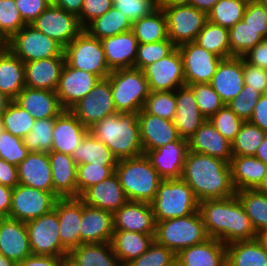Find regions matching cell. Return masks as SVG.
<instances>
[{"label":"cell","mask_w":267,"mask_h":266,"mask_svg":"<svg viewBox=\"0 0 267 266\" xmlns=\"http://www.w3.org/2000/svg\"><path fill=\"white\" fill-rule=\"evenodd\" d=\"M198 211L208 237L218 239L225 245L256 239L250 218L236 194L223 199L200 201Z\"/></svg>","instance_id":"cell-1"},{"label":"cell","mask_w":267,"mask_h":266,"mask_svg":"<svg viewBox=\"0 0 267 266\" xmlns=\"http://www.w3.org/2000/svg\"><path fill=\"white\" fill-rule=\"evenodd\" d=\"M198 199H223L236 194L231 182L230 163L189 151L181 177Z\"/></svg>","instance_id":"cell-2"},{"label":"cell","mask_w":267,"mask_h":266,"mask_svg":"<svg viewBox=\"0 0 267 266\" xmlns=\"http://www.w3.org/2000/svg\"><path fill=\"white\" fill-rule=\"evenodd\" d=\"M139 112H116L96 122L89 132L101 140L118 159L144 154L140 139Z\"/></svg>","instance_id":"cell-3"},{"label":"cell","mask_w":267,"mask_h":266,"mask_svg":"<svg viewBox=\"0 0 267 266\" xmlns=\"http://www.w3.org/2000/svg\"><path fill=\"white\" fill-rule=\"evenodd\" d=\"M115 173L128 201L151 203L163 180L145 154L118 160Z\"/></svg>","instance_id":"cell-4"},{"label":"cell","mask_w":267,"mask_h":266,"mask_svg":"<svg viewBox=\"0 0 267 266\" xmlns=\"http://www.w3.org/2000/svg\"><path fill=\"white\" fill-rule=\"evenodd\" d=\"M150 204L155 221L185 217L199 208L193 189L182 178L162 180Z\"/></svg>","instance_id":"cell-5"},{"label":"cell","mask_w":267,"mask_h":266,"mask_svg":"<svg viewBox=\"0 0 267 266\" xmlns=\"http://www.w3.org/2000/svg\"><path fill=\"white\" fill-rule=\"evenodd\" d=\"M208 238L199 211L185 217L156 221L154 240L175 254Z\"/></svg>","instance_id":"cell-6"},{"label":"cell","mask_w":267,"mask_h":266,"mask_svg":"<svg viewBox=\"0 0 267 266\" xmlns=\"http://www.w3.org/2000/svg\"><path fill=\"white\" fill-rule=\"evenodd\" d=\"M110 80L116 112H140L150 94L143 70L125 68L112 70Z\"/></svg>","instance_id":"cell-7"},{"label":"cell","mask_w":267,"mask_h":266,"mask_svg":"<svg viewBox=\"0 0 267 266\" xmlns=\"http://www.w3.org/2000/svg\"><path fill=\"white\" fill-rule=\"evenodd\" d=\"M65 62L77 68L105 79L111 73L101 40L92 37L86 30H82L65 48Z\"/></svg>","instance_id":"cell-8"},{"label":"cell","mask_w":267,"mask_h":266,"mask_svg":"<svg viewBox=\"0 0 267 266\" xmlns=\"http://www.w3.org/2000/svg\"><path fill=\"white\" fill-rule=\"evenodd\" d=\"M24 63L51 57H65L64 48L46 34L26 24L4 44Z\"/></svg>","instance_id":"cell-9"},{"label":"cell","mask_w":267,"mask_h":266,"mask_svg":"<svg viewBox=\"0 0 267 266\" xmlns=\"http://www.w3.org/2000/svg\"><path fill=\"white\" fill-rule=\"evenodd\" d=\"M160 8L166 17L168 38L176 47L187 42H195L208 21L207 13L191 5Z\"/></svg>","instance_id":"cell-10"},{"label":"cell","mask_w":267,"mask_h":266,"mask_svg":"<svg viewBox=\"0 0 267 266\" xmlns=\"http://www.w3.org/2000/svg\"><path fill=\"white\" fill-rule=\"evenodd\" d=\"M26 228L32 254L68 256L69 250L60 240L58 215L54 209L26 222Z\"/></svg>","instance_id":"cell-11"},{"label":"cell","mask_w":267,"mask_h":266,"mask_svg":"<svg viewBox=\"0 0 267 266\" xmlns=\"http://www.w3.org/2000/svg\"><path fill=\"white\" fill-rule=\"evenodd\" d=\"M57 199L53 192L18 184L12 192L9 218L26 223L51 212Z\"/></svg>","instance_id":"cell-12"},{"label":"cell","mask_w":267,"mask_h":266,"mask_svg":"<svg viewBox=\"0 0 267 266\" xmlns=\"http://www.w3.org/2000/svg\"><path fill=\"white\" fill-rule=\"evenodd\" d=\"M70 111L87 128L116 113L110 80L100 79L89 95L76 103Z\"/></svg>","instance_id":"cell-13"},{"label":"cell","mask_w":267,"mask_h":266,"mask_svg":"<svg viewBox=\"0 0 267 266\" xmlns=\"http://www.w3.org/2000/svg\"><path fill=\"white\" fill-rule=\"evenodd\" d=\"M30 25L63 48L83 30L76 15L55 5H49Z\"/></svg>","instance_id":"cell-14"},{"label":"cell","mask_w":267,"mask_h":266,"mask_svg":"<svg viewBox=\"0 0 267 266\" xmlns=\"http://www.w3.org/2000/svg\"><path fill=\"white\" fill-rule=\"evenodd\" d=\"M177 48L183 60L185 85L209 83L222 58L196 42H187Z\"/></svg>","instance_id":"cell-15"},{"label":"cell","mask_w":267,"mask_h":266,"mask_svg":"<svg viewBox=\"0 0 267 266\" xmlns=\"http://www.w3.org/2000/svg\"><path fill=\"white\" fill-rule=\"evenodd\" d=\"M150 92L175 91L185 86L183 60L176 48L171 54L143 69Z\"/></svg>","instance_id":"cell-16"},{"label":"cell","mask_w":267,"mask_h":266,"mask_svg":"<svg viewBox=\"0 0 267 266\" xmlns=\"http://www.w3.org/2000/svg\"><path fill=\"white\" fill-rule=\"evenodd\" d=\"M101 78L95 74L63 66L56 94L64 110H70L82 98L89 95Z\"/></svg>","instance_id":"cell-17"},{"label":"cell","mask_w":267,"mask_h":266,"mask_svg":"<svg viewBox=\"0 0 267 266\" xmlns=\"http://www.w3.org/2000/svg\"><path fill=\"white\" fill-rule=\"evenodd\" d=\"M188 152V140L180 138L145 155L163 180L180 179Z\"/></svg>","instance_id":"cell-18"},{"label":"cell","mask_w":267,"mask_h":266,"mask_svg":"<svg viewBox=\"0 0 267 266\" xmlns=\"http://www.w3.org/2000/svg\"><path fill=\"white\" fill-rule=\"evenodd\" d=\"M209 84L227 105L244 87L243 58H223Z\"/></svg>","instance_id":"cell-19"},{"label":"cell","mask_w":267,"mask_h":266,"mask_svg":"<svg viewBox=\"0 0 267 266\" xmlns=\"http://www.w3.org/2000/svg\"><path fill=\"white\" fill-rule=\"evenodd\" d=\"M0 252L15 264L32 254L25 222L0 218Z\"/></svg>","instance_id":"cell-20"},{"label":"cell","mask_w":267,"mask_h":266,"mask_svg":"<svg viewBox=\"0 0 267 266\" xmlns=\"http://www.w3.org/2000/svg\"><path fill=\"white\" fill-rule=\"evenodd\" d=\"M138 121L144 154L181 138L173 121L148 114L143 109L138 114Z\"/></svg>","instance_id":"cell-21"},{"label":"cell","mask_w":267,"mask_h":266,"mask_svg":"<svg viewBox=\"0 0 267 266\" xmlns=\"http://www.w3.org/2000/svg\"><path fill=\"white\" fill-rule=\"evenodd\" d=\"M114 230L155 234L156 221L150 203L127 201L113 214Z\"/></svg>","instance_id":"cell-22"},{"label":"cell","mask_w":267,"mask_h":266,"mask_svg":"<svg viewBox=\"0 0 267 266\" xmlns=\"http://www.w3.org/2000/svg\"><path fill=\"white\" fill-rule=\"evenodd\" d=\"M79 198L88 206L113 214L128 201L115 172L100 183L87 188Z\"/></svg>","instance_id":"cell-23"},{"label":"cell","mask_w":267,"mask_h":266,"mask_svg":"<svg viewBox=\"0 0 267 266\" xmlns=\"http://www.w3.org/2000/svg\"><path fill=\"white\" fill-rule=\"evenodd\" d=\"M80 245L111 242L114 233L113 213L91 207L82 201Z\"/></svg>","instance_id":"cell-24"},{"label":"cell","mask_w":267,"mask_h":266,"mask_svg":"<svg viewBox=\"0 0 267 266\" xmlns=\"http://www.w3.org/2000/svg\"><path fill=\"white\" fill-rule=\"evenodd\" d=\"M54 210L58 215L61 243L70 251L80 245L82 200L79 197L58 198Z\"/></svg>","instance_id":"cell-25"},{"label":"cell","mask_w":267,"mask_h":266,"mask_svg":"<svg viewBox=\"0 0 267 266\" xmlns=\"http://www.w3.org/2000/svg\"><path fill=\"white\" fill-rule=\"evenodd\" d=\"M109 69L135 68L138 40L132 30L101 40Z\"/></svg>","instance_id":"cell-26"},{"label":"cell","mask_w":267,"mask_h":266,"mask_svg":"<svg viewBox=\"0 0 267 266\" xmlns=\"http://www.w3.org/2000/svg\"><path fill=\"white\" fill-rule=\"evenodd\" d=\"M35 120L55 119L63 110L55 91L25 87L13 100Z\"/></svg>","instance_id":"cell-27"},{"label":"cell","mask_w":267,"mask_h":266,"mask_svg":"<svg viewBox=\"0 0 267 266\" xmlns=\"http://www.w3.org/2000/svg\"><path fill=\"white\" fill-rule=\"evenodd\" d=\"M88 132L70 110H63L55 118L51 151L72 155Z\"/></svg>","instance_id":"cell-28"},{"label":"cell","mask_w":267,"mask_h":266,"mask_svg":"<svg viewBox=\"0 0 267 266\" xmlns=\"http://www.w3.org/2000/svg\"><path fill=\"white\" fill-rule=\"evenodd\" d=\"M175 95L174 126L177 128L179 136L188 140L206 119L200 113L194 94L187 85L177 88Z\"/></svg>","instance_id":"cell-29"},{"label":"cell","mask_w":267,"mask_h":266,"mask_svg":"<svg viewBox=\"0 0 267 266\" xmlns=\"http://www.w3.org/2000/svg\"><path fill=\"white\" fill-rule=\"evenodd\" d=\"M176 266H226V245L209 237L180 250L176 254Z\"/></svg>","instance_id":"cell-30"},{"label":"cell","mask_w":267,"mask_h":266,"mask_svg":"<svg viewBox=\"0 0 267 266\" xmlns=\"http://www.w3.org/2000/svg\"><path fill=\"white\" fill-rule=\"evenodd\" d=\"M19 184L53 192L51 165L48 153L30 152L17 166Z\"/></svg>","instance_id":"cell-31"},{"label":"cell","mask_w":267,"mask_h":266,"mask_svg":"<svg viewBox=\"0 0 267 266\" xmlns=\"http://www.w3.org/2000/svg\"><path fill=\"white\" fill-rule=\"evenodd\" d=\"M64 64L65 57H51L24 63L25 86L56 92Z\"/></svg>","instance_id":"cell-32"},{"label":"cell","mask_w":267,"mask_h":266,"mask_svg":"<svg viewBox=\"0 0 267 266\" xmlns=\"http://www.w3.org/2000/svg\"><path fill=\"white\" fill-rule=\"evenodd\" d=\"M189 151L212 156L230 163L231 143L206 120L188 139Z\"/></svg>","instance_id":"cell-33"},{"label":"cell","mask_w":267,"mask_h":266,"mask_svg":"<svg viewBox=\"0 0 267 266\" xmlns=\"http://www.w3.org/2000/svg\"><path fill=\"white\" fill-rule=\"evenodd\" d=\"M53 193L58 198L77 197V164L71 155L58 151L48 153Z\"/></svg>","instance_id":"cell-34"},{"label":"cell","mask_w":267,"mask_h":266,"mask_svg":"<svg viewBox=\"0 0 267 266\" xmlns=\"http://www.w3.org/2000/svg\"><path fill=\"white\" fill-rule=\"evenodd\" d=\"M230 167L235 191L256 189L267 172V165L256 156H232Z\"/></svg>","instance_id":"cell-35"},{"label":"cell","mask_w":267,"mask_h":266,"mask_svg":"<svg viewBox=\"0 0 267 266\" xmlns=\"http://www.w3.org/2000/svg\"><path fill=\"white\" fill-rule=\"evenodd\" d=\"M25 87L24 62L0 45V91L14 100Z\"/></svg>","instance_id":"cell-36"},{"label":"cell","mask_w":267,"mask_h":266,"mask_svg":"<svg viewBox=\"0 0 267 266\" xmlns=\"http://www.w3.org/2000/svg\"><path fill=\"white\" fill-rule=\"evenodd\" d=\"M155 234H142L133 231L114 230L111 245L121 266L145 253L154 241Z\"/></svg>","instance_id":"cell-37"},{"label":"cell","mask_w":267,"mask_h":266,"mask_svg":"<svg viewBox=\"0 0 267 266\" xmlns=\"http://www.w3.org/2000/svg\"><path fill=\"white\" fill-rule=\"evenodd\" d=\"M72 266H121L111 242L81 244L68 253Z\"/></svg>","instance_id":"cell-38"},{"label":"cell","mask_w":267,"mask_h":266,"mask_svg":"<svg viewBox=\"0 0 267 266\" xmlns=\"http://www.w3.org/2000/svg\"><path fill=\"white\" fill-rule=\"evenodd\" d=\"M226 266H267V251L256 239L229 243Z\"/></svg>","instance_id":"cell-39"},{"label":"cell","mask_w":267,"mask_h":266,"mask_svg":"<svg viewBox=\"0 0 267 266\" xmlns=\"http://www.w3.org/2000/svg\"><path fill=\"white\" fill-rule=\"evenodd\" d=\"M74 162L79 164L92 163L93 165H117L118 159L101 140L88 132L83 141L71 155Z\"/></svg>","instance_id":"cell-40"},{"label":"cell","mask_w":267,"mask_h":266,"mask_svg":"<svg viewBox=\"0 0 267 266\" xmlns=\"http://www.w3.org/2000/svg\"><path fill=\"white\" fill-rule=\"evenodd\" d=\"M131 30L138 43H151L169 39L166 17L160 7L150 15L133 22Z\"/></svg>","instance_id":"cell-41"},{"label":"cell","mask_w":267,"mask_h":266,"mask_svg":"<svg viewBox=\"0 0 267 266\" xmlns=\"http://www.w3.org/2000/svg\"><path fill=\"white\" fill-rule=\"evenodd\" d=\"M130 20L115 6L105 14L93 20L84 30L92 37L102 40L131 30Z\"/></svg>","instance_id":"cell-42"},{"label":"cell","mask_w":267,"mask_h":266,"mask_svg":"<svg viewBox=\"0 0 267 266\" xmlns=\"http://www.w3.org/2000/svg\"><path fill=\"white\" fill-rule=\"evenodd\" d=\"M255 232L267 228V194L256 189L236 191Z\"/></svg>","instance_id":"cell-43"},{"label":"cell","mask_w":267,"mask_h":266,"mask_svg":"<svg viewBox=\"0 0 267 266\" xmlns=\"http://www.w3.org/2000/svg\"><path fill=\"white\" fill-rule=\"evenodd\" d=\"M195 42L207 51L223 58L230 57L228 28L207 21Z\"/></svg>","instance_id":"cell-44"},{"label":"cell","mask_w":267,"mask_h":266,"mask_svg":"<svg viewBox=\"0 0 267 266\" xmlns=\"http://www.w3.org/2000/svg\"><path fill=\"white\" fill-rule=\"evenodd\" d=\"M266 132L250 121H244L239 133L231 142L232 156H255Z\"/></svg>","instance_id":"cell-45"},{"label":"cell","mask_w":267,"mask_h":266,"mask_svg":"<svg viewBox=\"0 0 267 266\" xmlns=\"http://www.w3.org/2000/svg\"><path fill=\"white\" fill-rule=\"evenodd\" d=\"M230 57H242L256 44L260 43L263 38L243 20L237 22L229 28Z\"/></svg>","instance_id":"cell-46"},{"label":"cell","mask_w":267,"mask_h":266,"mask_svg":"<svg viewBox=\"0 0 267 266\" xmlns=\"http://www.w3.org/2000/svg\"><path fill=\"white\" fill-rule=\"evenodd\" d=\"M246 5L240 0H219L207 14L208 21L229 29L242 20Z\"/></svg>","instance_id":"cell-47"},{"label":"cell","mask_w":267,"mask_h":266,"mask_svg":"<svg viewBox=\"0 0 267 266\" xmlns=\"http://www.w3.org/2000/svg\"><path fill=\"white\" fill-rule=\"evenodd\" d=\"M54 126L55 119L35 120L31 132L23 138L24 145L30 152L50 153Z\"/></svg>","instance_id":"cell-48"},{"label":"cell","mask_w":267,"mask_h":266,"mask_svg":"<svg viewBox=\"0 0 267 266\" xmlns=\"http://www.w3.org/2000/svg\"><path fill=\"white\" fill-rule=\"evenodd\" d=\"M3 127L14 136L24 138L33 128L35 119L12 101L2 116Z\"/></svg>","instance_id":"cell-49"},{"label":"cell","mask_w":267,"mask_h":266,"mask_svg":"<svg viewBox=\"0 0 267 266\" xmlns=\"http://www.w3.org/2000/svg\"><path fill=\"white\" fill-rule=\"evenodd\" d=\"M25 25L15 0H0V44L4 45Z\"/></svg>","instance_id":"cell-50"},{"label":"cell","mask_w":267,"mask_h":266,"mask_svg":"<svg viewBox=\"0 0 267 266\" xmlns=\"http://www.w3.org/2000/svg\"><path fill=\"white\" fill-rule=\"evenodd\" d=\"M143 110L148 114L173 121L176 114L175 91L150 92Z\"/></svg>","instance_id":"cell-51"},{"label":"cell","mask_w":267,"mask_h":266,"mask_svg":"<svg viewBox=\"0 0 267 266\" xmlns=\"http://www.w3.org/2000/svg\"><path fill=\"white\" fill-rule=\"evenodd\" d=\"M187 86L192 90L199 111L206 120H209L225 105L209 83L192 84Z\"/></svg>","instance_id":"cell-52"},{"label":"cell","mask_w":267,"mask_h":266,"mask_svg":"<svg viewBox=\"0 0 267 266\" xmlns=\"http://www.w3.org/2000/svg\"><path fill=\"white\" fill-rule=\"evenodd\" d=\"M176 48L177 47L170 39L151 43H139L135 68L143 70L146 66L152 64L153 62L165 58Z\"/></svg>","instance_id":"cell-53"},{"label":"cell","mask_w":267,"mask_h":266,"mask_svg":"<svg viewBox=\"0 0 267 266\" xmlns=\"http://www.w3.org/2000/svg\"><path fill=\"white\" fill-rule=\"evenodd\" d=\"M115 168L116 165H93L92 163L77 165V197L90 186L111 176Z\"/></svg>","instance_id":"cell-54"},{"label":"cell","mask_w":267,"mask_h":266,"mask_svg":"<svg viewBox=\"0 0 267 266\" xmlns=\"http://www.w3.org/2000/svg\"><path fill=\"white\" fill-rule=\"evenodd\" d=\"M126 266H176V254L154 240L145 253Z\"/></svg>","instance_id":"cell-55"},{"label":"cell","mask_w":267,"mask_h":266,"mask_svg":"<svg viewBox=\"0 0 267 266\" xmlns=\"http://www.w3.org/2000/svg\"><path fill=\"white\" fill-rule=\"evenodd\" d=\"M209 122L230 143L235 139L244 121L239 118L227 105H224Z\"/></svg>","instance_id":"cell-56"},{"label":"cell","mask_w":267,"mask_h":266,"mask_svg":"<svg viewBox=\"0 0 267 266\" xmlns=\"http://www.w3.org/2000/svg\"><path fill=\"white\" fill-rule=\"evenodd\" d=\"M30 153L24 145L23 139L4 131L0 136V159L18 166Z\"/></svg>","instance_id":"cell-57"},{"label":"cell","mask_w":267,"mask_h":266,"mask_svg":"<svg viewBox=\"0 0 267 266\" xmlns=\"http://www.w3.org/2000/svg\"><path fill=\"white\" fill-rule=\"evenodd\" d=\"M261 96L262 94L258 91L247 89V85H244L240 94L232 99L227 106L243 121H249Z\"/></svg>","instance_id":"cell-58"},{"label":"cell","mask_w":267,"mask_h":266,"mask_svg":"<svg viewBox=\"0 0 267 266\" xmlns=\"http://www.w3.org/2000/svg\"><path fill=\"white\" fill-rule=\"evenodd\" d=\"M118 10H120L131 23L139 20L144 16L150 15L158 8V0H128L114 3Z\"/></svg>","instance_id":"cell-59"},{"label":"cell","mask_w":267,"mask_h":266,"mask_svg":"<svg viewBox=\"0 0 267 266\" xmlns=\"http://www.w3.org/2000/svg\"><path fill=\"white\" fill-rule=\"evenodd\" d=\"M242 20L259 31V35L263 39H267V8L260 1L246 5Z\"/></svg>","instance_id":"cell-60"},{"label":"cell","mask_w":267,"mask_h":266,"mask_svg":"<svg viewBox=\"0 0 267 266\" xmlns=\"http://www.w3.org/2000/svg\"><path fill=\"white\" fill-rule=\"evenodd\" d=\"M113 7L112 0H83L78 20L85 29L93 20L105 14Z\"/></svg>","instance_id":"cell-61"},{"label":"cell","mask_w":267,"mask_h":266,"mask_svg":"<svg viewBox=\"0 0 267 266\" xmlns=\"http://www.w3.org/2000/svg\"><path fill=\"white\" fill-rule=\"evenodd\" d=\"M243 73L247 89L256 90L262 95L267 94V69L253 66L243 59Z\"/></svg>","instance_id":"cell-62"},{"label":"cell","mask_w":267,"mask_h":266,"mask_svg":"<svg viewBox=\"0 0 267 266\" xmlns=\"http://www.w3.org/2000/svg\"><path fill=\"white\" fill-rule=\"evenodd\" d=\"M15 3L26 24L32 23L50 5L46 0H15Z\"/></svg>","instance_id":"cell-63"},{"label":"cell","mask_w":267,"mask_h":266,"mask_svg":"<svg viewBox=\"0 0 267 266\" xmlns=\"http://www.w3.org/2000/svg\"><path fill=\"white\" fill-rule=\"evenodd\" d=\"M68 256H49L31 254L16 266H67Z\"/></svg>","instance_id":"cell-64"},{"label":"cell","mask_w":267,"mask_h":266,"mask_svg":"<svg viewBox=\"0 0 267 266\" xmlns=\"http://www.w3.org/2000/svg\"><path fill=\"white\" fill-rule=\"evenodd\" d=\"M242 58L253 66L267 69V39H263L256 44Z\"/></svg>","instance_id":"cell-65"},{"label":"cell","mask_w":267,"mask_h":266,"mask_svg":"<svg viewBox=\"0 0 267 266\" xmlns=\"http://www.w3.org/2000/svg\"><path fill=\"white\" fill-rule=\"evenodd\" d=\"M0 184L14 189L18 184L17 166L0 159Z\"/></svg>","instance_id":"cell-66"},{"label":"cell","mask_w":267,"mask_h":266,"mask_svg":"<svg viewBox=\"0 0 267 266\" xmlns=\"http://www.w3.org/2000/svg\"><path fill=\"white\" fill-rule=\"evenodd\" d=\"M249 121L267 133V94L257 101Z\"/></svg>","instance_id":"cell-67"},{"label":"cell","mask_w":267,"mask_h":266,"mask_svg":"<svg viewBox=\"0 0 267 266\" xmlns=\"http://www.w3.org/2000/svg\"><path fill=\"white\" fill-rule=\"evenodd\" d=\"M13 189L0 184V218L9 217Z\"/></svg>","instance_id":"cell-68"},{"label":"cell","mask_w":267,"mask_h":266,"mask_svg":"<svg viewBox=\"0 0 267 266\" xmlns=\"http://www.w3.org/2000/svg\"><path fill=\"white\" fill-rule=\"evenodd\" d=\"M54 5L78 17L83 5V0H56Z\"/></svg>","instance_id":"cell-69"},{"label":"cell","mask_w":267,"mask_h":266,"mask_svg":"<svg viewBox=\"0 0 267 266\" xmlns=\"http://www.w3.org/2000/svg\"><path fill=\"white\" fill-rule=\"evenodd\" d=\"M218 1L219 0H191L189 5L208 14Z\"/></svg>","instance_id":"cell-70"},{"label":"cell","mask_w":267,"mask_h":266,"mask_svg":"<svg viewBox=\"0 0 267 266\" xmlns=\"http://www.w3.org/2000/svg\"><path fill=\"white\" fill-rule=\"evenodd\" d=\"M255 156L267 165V133L256 151Z\"/></svg>","instance_id":"cell-71"},{"label":"cell","mask_w":267,"mask_h":266,"mask_svg":"<svg viewBox=\"0 0 267 266\" xmlns=\"http://www.w3.org/2000/svg\"><path fill=\"white\" fill-rule=\"evenodd\" d=\"M191 0H158V7L189 5Z\"/></svg>","instance_id":"cell-72"},{"label":"cell","mask_w":267,"mask_h":266,"mask_svg":"<svg viewBox=\"0 0 267 266\" xmlns=\"http://www.w3.org/2000/svg\"><path fill=\"white\" fill-rule=\"evenodd\" d=\"M12 101L13 100H11L8 96H6L4 93L0 91V120L2 119V116L4 115L8 105Z\"/></svg>","instance_id":"cell-73"},{"label":"cell","mask_w":267,"mask_h":266,"mask_svg":"<svg viewBox=\"0 0 267 266\" xmlns=\"http://www.w3.org/2000/svg\"><path fill=\"white\" fill-rule=\"evenodd\" d=\"M256 240L267 251V228L256 233Z\"/></svg>","instance_id":"cell-74"},{"label":"cell","mask_w":267,"mask_h":266,"mask_svg":"<svg viewBox=\"0 0 267 266\" xmlns=\"http://www.w3.org/2000/svg\"><path fill=\"white\" fill-rule=\"evenodd\" d=\"M257 191L267 194V172L260 185L256 188Z\"/></svg>","instance_id":"cell-75"},{"label":"cell","mask_w":267,"mask_h":266,"mask_svg":"<svg viewBox=\"0 0 267 266\" xmlns=\"http://www.w3.org/2000/svg\"><path fill=\"white\" fill-rule=\"evenodd\" d=\"M0 266H16V264L12 260L2 255L0 257Z\"/></svg>","instance_id":"cell-76"},{"label":"cell","mask_w":267,"mask_h":266,"mask_svg":"<svg viewBox=\"0 0 267 266\" xmlns=\"http://www.w3.org/2000/svg\"><path fill=\"white\" fill-rule=\"evenodd\" d=\"M5 131L4 127H3V123L2 120H0V136L1 134Z\"/></svg>","instance_id":"cell-77"},{"label":"cell","mask_w":267,"mask_h":266,"mask_svg":"<svg viewBox=\"0 0 267 266\" xmlns=\"http://www.w3.org/2000/svg\"><path fill=\"white\" fill-rule=\"evenodd\" d=\"M240 1H243V2H245L246 4H248V3L256 2V1H259V0H240Z\"/></svg>","instance_id":"cell-78"},{"label":"cell","mask_w":267,"mask_h":266,"mask_svg":"<svg viewBox=\"0 0 267 266\" xmlns=\"http://www.w3.org/2000/svg\"><path fill=\"white\" fill-rule=\"evenodd\" d=\"M50 5H54L56 0H46Z\"/></svg>","instance_id":"cell-79"},{"label":"cell","mask_w":267,"mask_h":266,"mask_svg":"<svg viewBox=\"0 0 267 266\" xmlns=\"http://www.w3.org/2000/svg\"><path fill=\"white\" fill-rule=\"evenodd\" d=\"M267 8V0H259Z\"/></svg>","instance_id":"cell-80"}]
</instances>
